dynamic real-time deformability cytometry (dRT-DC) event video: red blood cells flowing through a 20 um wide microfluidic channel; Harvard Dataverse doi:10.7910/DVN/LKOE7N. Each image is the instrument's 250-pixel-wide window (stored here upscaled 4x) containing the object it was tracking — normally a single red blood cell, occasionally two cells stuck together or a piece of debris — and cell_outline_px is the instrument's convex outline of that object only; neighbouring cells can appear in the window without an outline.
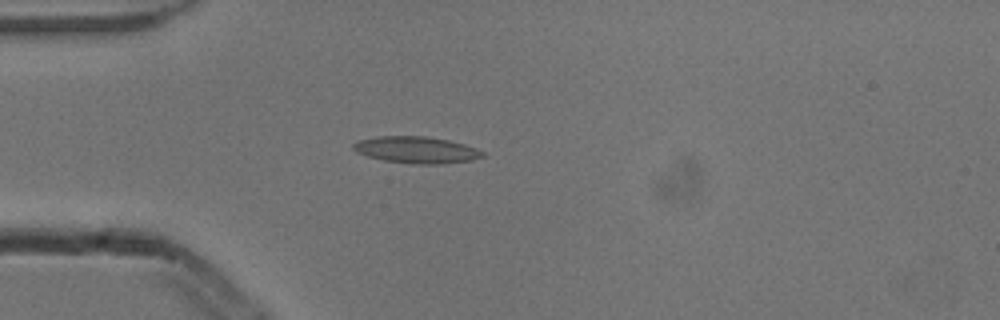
{"species": "common noctule bat (a hibernating species)", "species_latin": "Nyctalus noctula", "temperature_condition": "cold", "stored_images_in_passage": 5, "camera_frame_rate_fps": 3000, "um_per_image_px": 0.085, "animal": {"sex": "male", "body_mass_g": 13.3}, "frame": {"image": 1, "passage_image": 4, "time_ms": 1.0, "image_size_px": [1000, 320], "cell_outline_px": [[484, 156], [472, 160], [440, 164], [412, 164], [384, 160], [368, 156], [356, 152], [352, 148], [352, 144], [360, 140], [376, 136], [424, 136], [448, 140], [464, 144], [476, 148], [484, 152]], "centroid_in_image_um": [35.39, 12.74], "position_along_channel_um": 49.6, "area_um2": 20.06}}